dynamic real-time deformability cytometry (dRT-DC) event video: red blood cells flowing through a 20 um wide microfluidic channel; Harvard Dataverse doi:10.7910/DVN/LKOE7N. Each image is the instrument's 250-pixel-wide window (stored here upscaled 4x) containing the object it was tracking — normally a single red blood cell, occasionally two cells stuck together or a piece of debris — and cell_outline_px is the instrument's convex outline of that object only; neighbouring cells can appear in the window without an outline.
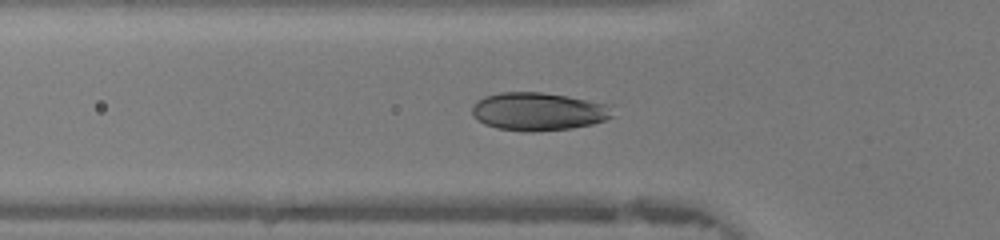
{"species": "human", "species_latin": "Homo sapiens", "temperature_condition": "warm", "stored_images_in_passage": 46, "camera_frame_rate_fps": 3000, "um_per_image_px": 0.085, "donor": {"sex": "female"}, "frame": {"image": 1, "passage_image": 15, "time_ms": 4.667, "image_size_px": [1000, 240], "cell_outline_px": [[612, 116], [604, 120], [592, 124], [572, 128], [532, 132], [528, 132], [496, 128], [484, 124], [472, 112], [472, 108], [484, 96], [500, 92], [544, 92], [568, 96], [612, 104]], "centroid_in_image_um": [45.81, 9.47], "position_along_channel_um": 80.0, "area_um2": 31.15}}
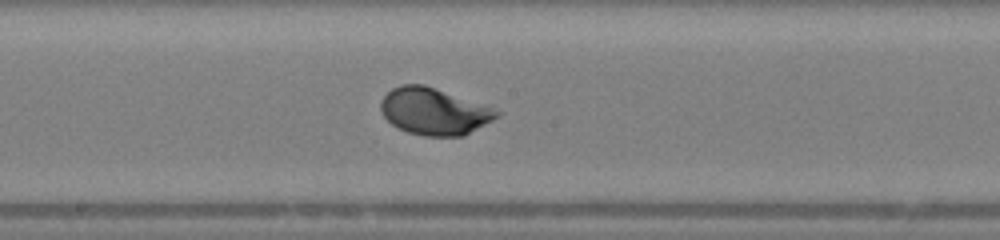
{"frame": {"image": 2, "passage_image": 24, "time_ms": 7.667, "image_size_px": [1000, 240], "cell_outline_px": [[504, 112], [500, 116], [464, 136], [424, 136], [408, 132], [396, 128], [380, 112], [380, 100], [392, 88], [400, 84], [424, 84]], "centroid_in_image_um": [36.88, 9.47], "position_along_channel_um": 211.3, "area_um2": 31.67}}
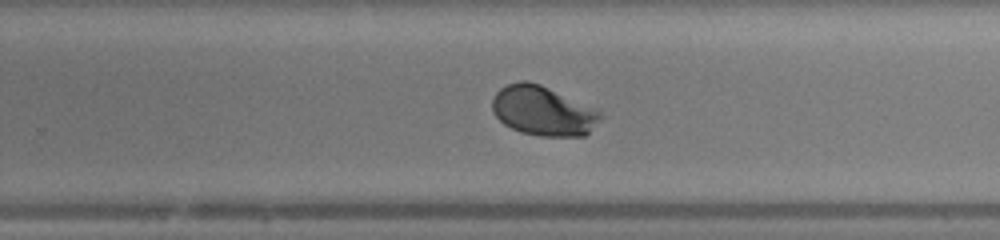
{"frame": {"image": 3, "passage_image": 29, "time_ms": 9.333, "image_size_px": [1000, 240], "cell_outline_px": [[600, 116], [588, 132], [584, 136], [540, 136], [520, 132], [504, 124], [492, 112], [492, 100], [496, 92], [500, 88], [508, 84], [520, 80], [528, 80], [540, 84], [600, 112]], "centroid_in_image_um": [46.06, 9.42], "position_along_channel_um": 283.7, "area_um2": 30.58}, "authors_computed_cell_mechanics": {"area_um2": 31.1253, "velocity_mm_per_s": 4.3627, "shape_relaxation_time_tau1_ms": 2.1515, "shape_relaxation_time_tau2_ms": null, "deformation_change_tau1": 0.1366, "deformation_change_tau2": null}}